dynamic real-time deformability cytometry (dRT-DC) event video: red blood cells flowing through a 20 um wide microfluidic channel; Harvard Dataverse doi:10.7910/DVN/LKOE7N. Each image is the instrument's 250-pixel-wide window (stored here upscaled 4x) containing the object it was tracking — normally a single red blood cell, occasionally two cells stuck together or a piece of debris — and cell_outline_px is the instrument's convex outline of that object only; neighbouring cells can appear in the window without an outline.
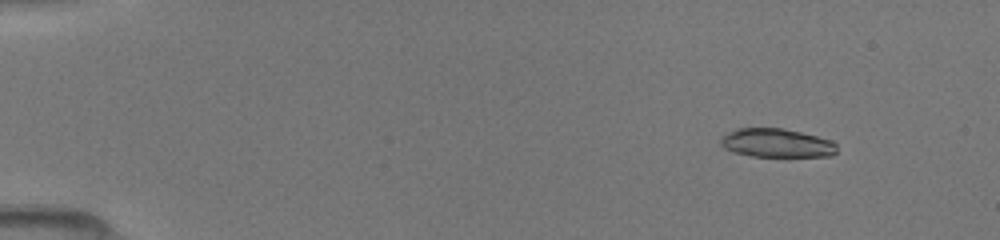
{"species": "common noctule bat (a hibernating species)", "species_latin": "Nyctalus noctula", "temperature_condition": "room temperature", "stored_images_in_passage": 16, "camera_frame_rate_fps": 3000, "um_per_image_px": 0.085, "animal": {"sex": "female", "body_mass_g": 19.5, "forearm_length_mm": 54.1}, "frame": {"image": 1, "passage_image": 6, "time_ms": 1.667, "image_size_px": [1000, 240], "cell_outline_px": [[836, 152], [828, 156], [752, 156], [736, 152], [724, 148], [720, 144], [720, 136], [736, 128], [780, 128], [800, 132], [832, 140], [836, 144]], "centroid_in_image_um": [65.98, 12.14], "position_along_channel_um": 19.0, "area_um2": 19.31}}